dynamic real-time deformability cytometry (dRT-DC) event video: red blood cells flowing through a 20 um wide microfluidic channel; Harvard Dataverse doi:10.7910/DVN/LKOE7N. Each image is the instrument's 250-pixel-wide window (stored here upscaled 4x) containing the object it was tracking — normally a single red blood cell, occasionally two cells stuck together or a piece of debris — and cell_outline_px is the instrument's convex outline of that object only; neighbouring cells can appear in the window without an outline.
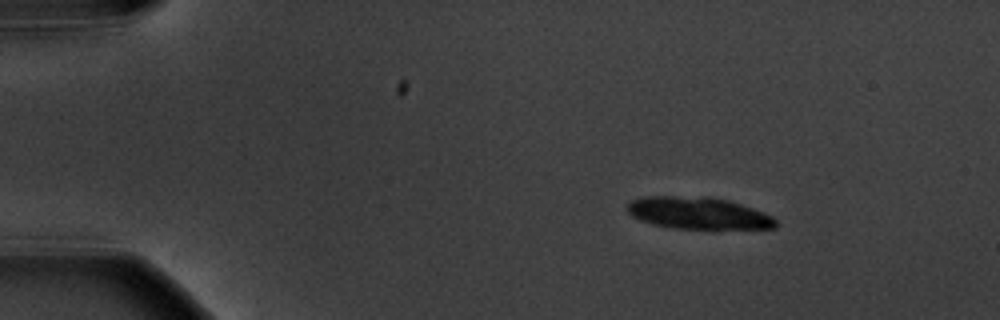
{"species": "common noctule bat (a hibernating species)", "species_latin": "Nyctalus noctula", "temperature_condition": "warm", "stored_images_in_passage": 8, "segment_of_instrument_passage": [1, 2], "camera_frame_rate_fps": 3000, "um_per_image_px": 0.085, "animal": {"sex": "male", "body_mass_g": 20.1, "forearm_length_mm": 53.5}, "frame": {"image": 1, "passage_image": 2, "time_ms": 1.0, "image_size_px": [1000, 320], "cell_outline_px": [[776, 228], [716, 232], [672, 228], [652, 224], [640, 220], [632, 216], [628, 212], [628, 204], [632, 200], [644, 196], [708, 196], [728, 200], [764, 212], [772, 216], [776, 220]], "centroid_in_image_um": [59.43, 18.17], "position_along_channel_um": 25.6, "area_um2": 29.02}}